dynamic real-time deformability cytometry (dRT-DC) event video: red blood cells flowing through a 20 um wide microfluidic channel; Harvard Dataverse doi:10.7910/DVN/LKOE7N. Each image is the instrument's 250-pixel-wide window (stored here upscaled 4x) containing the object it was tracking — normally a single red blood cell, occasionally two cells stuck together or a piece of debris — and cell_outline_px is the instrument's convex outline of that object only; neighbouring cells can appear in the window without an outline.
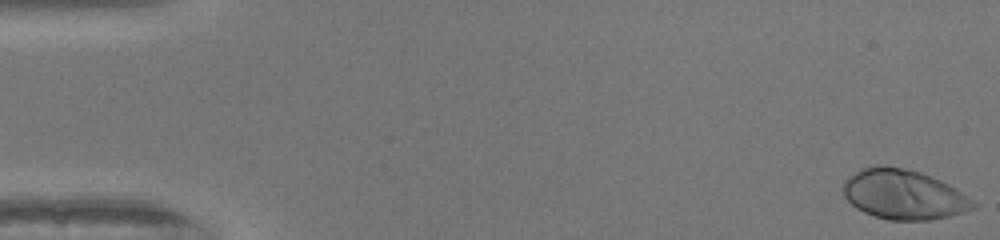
{"species": "human", "species_latin": "Homo sapiens", "temperature_condition": "warm", "stored_images_in_passage": 50, "camera_frame_rate_fps": 3000, "um_per_image_px": 0.085, "donor": {"sex": "female"}, "frame": {"image": 1, "passage_image": 1, "time_ms": 0.0, "image_size_px": [1000, 240], "cell_outline_px": [[976, 208], [964, 212], [948, 216], [928, 220], [888, 220], [864, 212], [856, 208], [844, 196], [844, 180], [848, 176], [860, 168], [876, 164], [884, 164], [904, 168], [920, 172], [932, 176], [956, 188], [972, 200], [976, 204]], "centroid_in_image_um": [76.79, 16.51], "position_along_channel_um": 8.2, "area_um2": 37.86}}
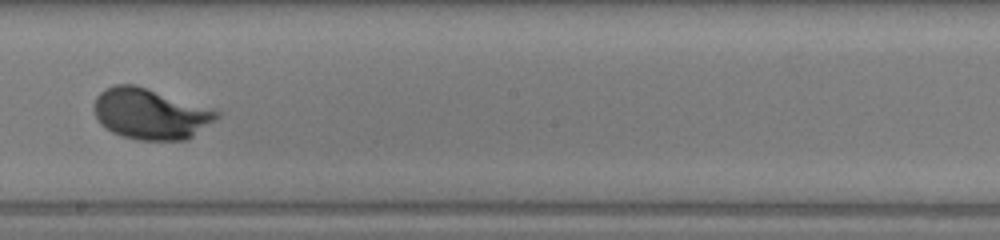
{"frame": {"image": 2, "passage_image": 29, "time_ms": 9.333, "image_size_px": [1000, 240], "cell_outline_px": [[220, 116], [188, 140], [136, 140], [112, 132], [100, 124], [92, 108], [96, 96], [104, 88], [116, 84], [136, 84], [220, 112]], "centroid_in_image_um": [12.73, 9.68], "position_along_channel_um": 235.5, "area_um2": 36.24}}
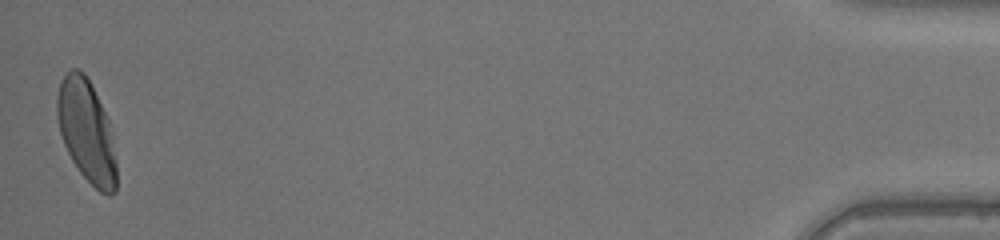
{"frame": {"image": 3, "passage_image": 50, "time_ms": 16.333, "image_size_px": [1000, 240], "cell_outline_px": [[116, 192], [108, 196], [100, 192], [80, 172], [72, 160], [64, 144], [60, 132], [56, 116], [56, 96], [60, 80], [72, 68], [76, 68], [84, 72], [108, 120], [112, 136], [116, 160]], "centroid_in_image_um": [7.34, 11.16], "position_along_channel_um": 427.9, "area_um2": 35.08}, "authors_computed_cell_mechanics": {"area_um2": 34.969, "velocity_mm_per_s": 4.1173, "shape_relaxation_time_tau1_ms": 2.3318, "shape_relaxation_time_tau2_ms": null, "deformation_change_tau1": 0.1969, "deformation_change_tau2": null}}